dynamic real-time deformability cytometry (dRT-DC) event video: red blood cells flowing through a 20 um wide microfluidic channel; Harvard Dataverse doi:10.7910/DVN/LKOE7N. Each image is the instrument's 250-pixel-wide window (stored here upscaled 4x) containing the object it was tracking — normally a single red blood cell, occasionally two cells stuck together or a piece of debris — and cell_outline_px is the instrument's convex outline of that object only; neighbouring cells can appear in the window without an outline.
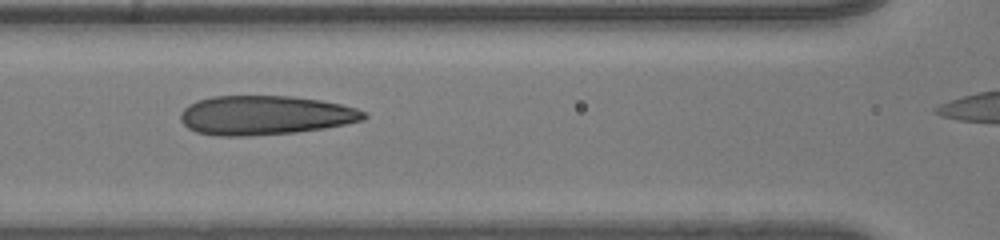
{"species": "human", "species_latin": "Homo sapiens", "temperature_condition": "room temperature", "stored_images_in_passage": 41, "camera_frame_rate_fps": 3000, "um_per_image_px": 0.085, "donor": {"sex": "male"}, "frame": {"image": 1, "passage_image": 19, "time_ms": 6.0, "image_size_px": [1000, 240], "cell_outline_px": [[368, 116], [364, 120], [324, 128], [296, 132], [248, 136], [216, 136], [196, 132], [188, 128], [180, 120], [180, 112], [188, 104], [196, 100], [212, 96], [292, 96], [320, 100], [340, 104], [356, 108], [364, 112]], "centroid_in_image_um": [22.49, 9.79], "position_along_channel_um": 144.1, "area_um2": 42.08}}
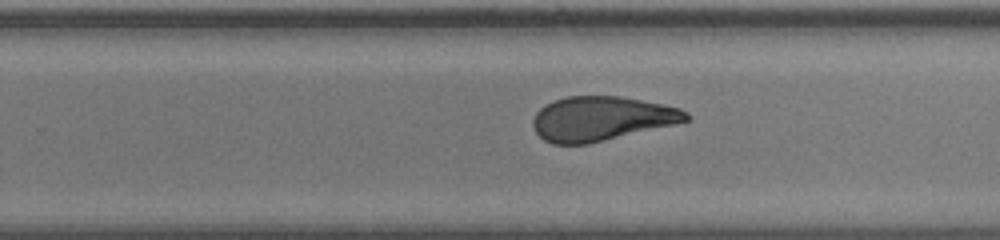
{"frame": {"image": 2, "passage_image": 29, "time_ms": 9.333, "image_size_px": [1000, 240], "cell_outline_px": [[692, 120], [676, 124], [588, 144], [552, 144], [544, 140], [536, 132], [532, 124], [532, 120], [536, 112], [540, 108], [556, 100], [568, 96], [620, 96], [680, 108], [688, 112], [692, 116]], "centroid_in_image_um": [51.15, 10.09], "position_along_channel_um": 278.7, "area_um2": 39.54}}
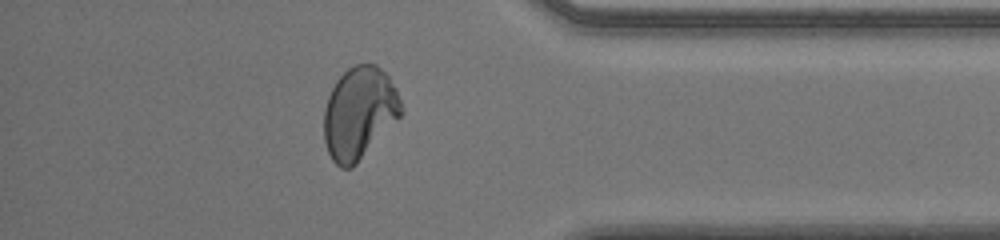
{"frame": {"image": 3, "passage_image": 39, "time_ms": 12.667, "image_size_px": [1000, 240], "cell_outline_px": [[404, 112], [356, 164], [352, 168], [340, 168], [332, 160], [328, 152], [324, 140], [324, 108], [328, 96], [336, 80], [348, 68], [356, 64], [376, 64], [388, 76], [396, 88]], "centroid_in_image_um": [30.52, 9.6], "position_along_channel_um": 404.7, "area_um2": 41.33}}